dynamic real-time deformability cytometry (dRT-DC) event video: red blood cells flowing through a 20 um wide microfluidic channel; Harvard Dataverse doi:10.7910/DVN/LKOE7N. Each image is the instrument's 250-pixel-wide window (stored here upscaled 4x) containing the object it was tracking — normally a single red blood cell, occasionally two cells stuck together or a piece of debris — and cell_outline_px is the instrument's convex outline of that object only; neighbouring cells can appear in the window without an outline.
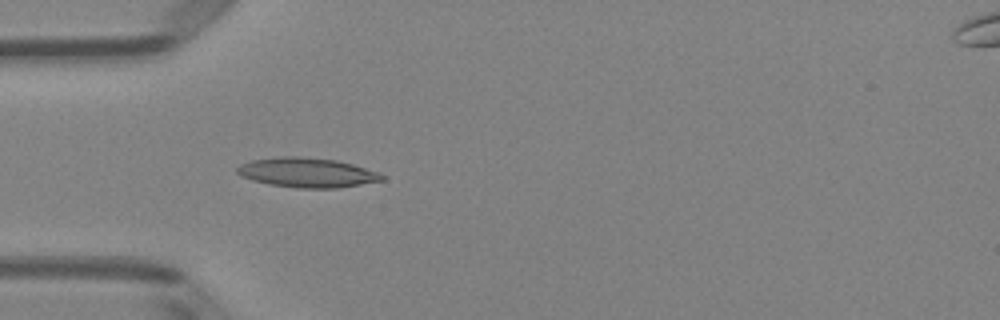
{"species": "Egyptian fruit bat (a non-hibernating species)", "species_latin": "Rousettus aegyptiacus", "temperature_condition": "room temperature", "stored_images_in_passage": 40, "camera_frame_rate_fps": 3000, "um_per_image_px": 0.085, "animal": {"sex": "female"}, "frame": {"image": 1, "passage_image": 5, "time_ms": 1.333, "image_size_px": [1000, 320], "cell_outline_px": [[384, 180], [336, 188], [296, 188], [268, 184], [252, 180], [240, 176], [236, 172], [236, 168], [240, 164], [252, 160], [284, 156], [300, 156], [336, 160], [352, 164], [380, 172], [384, 176]], "centroid_in_image_um": [26.08, 14.67], "position_along_channel_um": 58.9, "area_um2": 25.03}}
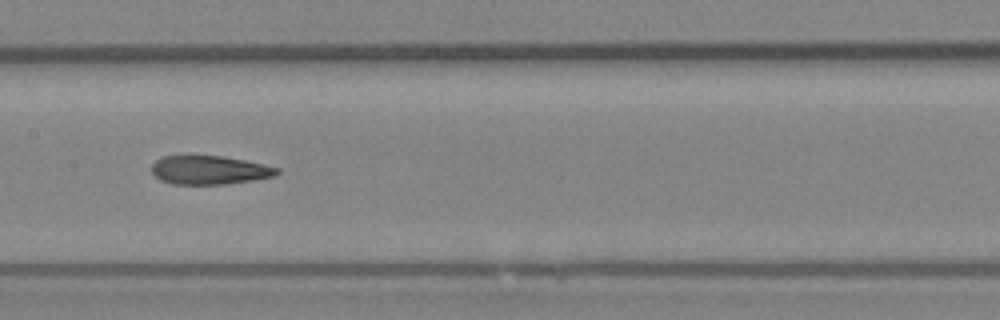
{"frame": {"image": 2, "passage_image": 15, "time_ms": 4.667, "image_size_px": [1000, 320], "cell_outline_px": [[280, 172], [276, 176], [252, 180], [224, 184], [172, 184], [160, 180], [152, 172], [152, 164], [156, 160], [164, 156], [220, 156], [244, 160], [280, 168]], "centroid_in_image_um": [17.81, 14.46], "position_along_channel_um": 189.6, "area_um2": 20.81}}
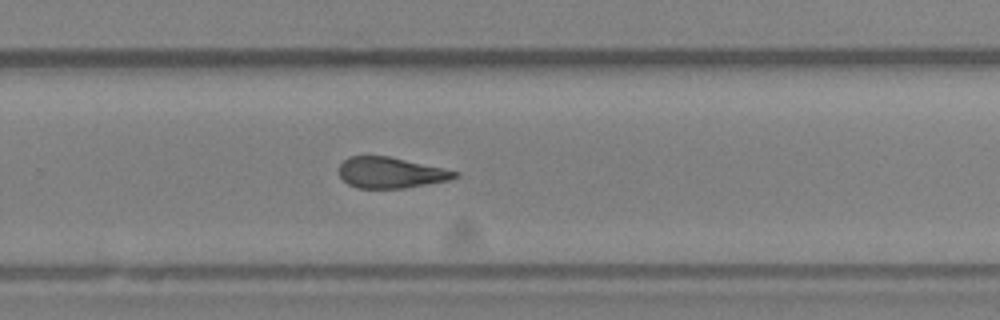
{"frame": {"image": 3, "passage_image": 23, "time_ms": 7.333, "image_size_px": [1000, 320], "cell_outline_px": [[460, 176], [448, 180], [404, 188], [356, 188], [348, 184], [340, 176], [340, 164], [348, 156], [388, 156], [444, 168], [460, 172]], "centroid_in_image_um": [33.22, 14.67], "position_along_channel_um": 296.6, "area_um2": 20.75}, "authors_computed_cell_mechanics": {"area_um2": 21.7328, "velocity_mm_per_s": 4.0315, "shape_relaxation_time_tau1_ms": null, "shape_relaxation_time_tau2_ms": 4.441, "deformation_change_tau1": null, "deformation_change_tau2": 0.1312}}